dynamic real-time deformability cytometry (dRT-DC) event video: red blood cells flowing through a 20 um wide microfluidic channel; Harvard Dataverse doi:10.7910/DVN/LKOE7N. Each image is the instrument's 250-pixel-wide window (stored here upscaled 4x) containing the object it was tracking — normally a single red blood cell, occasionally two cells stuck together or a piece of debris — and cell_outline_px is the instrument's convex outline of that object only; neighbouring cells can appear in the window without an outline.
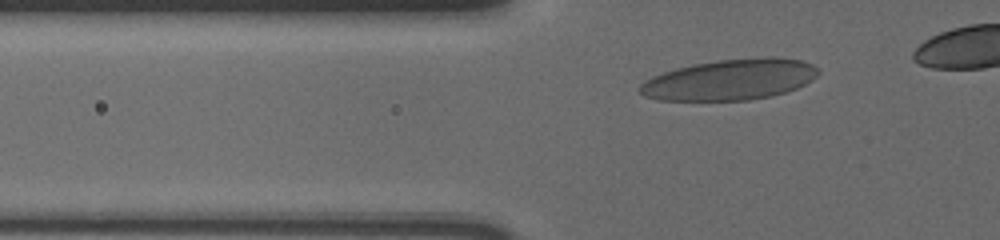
{"species": "human", "species_latin": "Homo sapiens", "temperature_condition": "cold", "stored_images_in_passage": 35, "camera_frame_rate_fps": 3000, "um_per_image_px": 0.085, "donor": {"sex": "male"}, "frame": {"image": 1, "passage_image": 5, "time_ms": 1.333, "image_size_px": [1000, 240], "cell_outline_px": [[820, 72], [812, 80], [796, 88], [772, 96], [748, 100], [660, 100], [644, 96], [640, 92], [640, 84], [644, 80], [652, 76], [676, 68], [716, 60], [760, 56], [776, 56], [800, 60], [812, 64], [820, 68]], "centroid_in_image_um": [62.09, 6.75], "position_along_channel_um": 63.7, "area_um2": 42.66}}
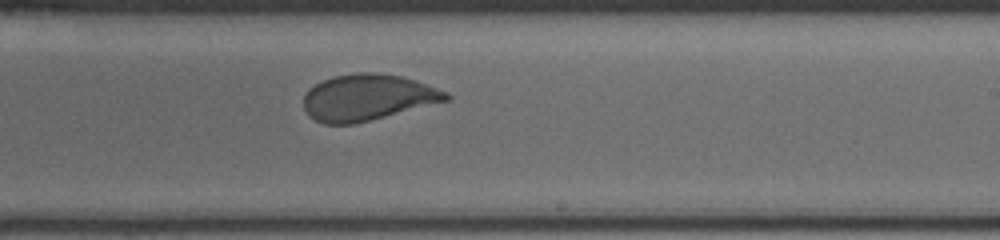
{"frame": {"image": 2, "passage_image": 22, "time_ms": 7.0, "image_size_px": [1000, 240], "cell_outline_px": [[452, 100], [352, 124], [324, 124], [308, 116], [304, 108], [304, 96], [308, 88], [332, 76], [356, 72], [376, 72], [400, 76], [416, 80], [448, 92], [452, 96]], "centroid_in_image_um": [31.27, 8.27], "position_along_channel_um": 257.7, "area_um2": 38.55}}
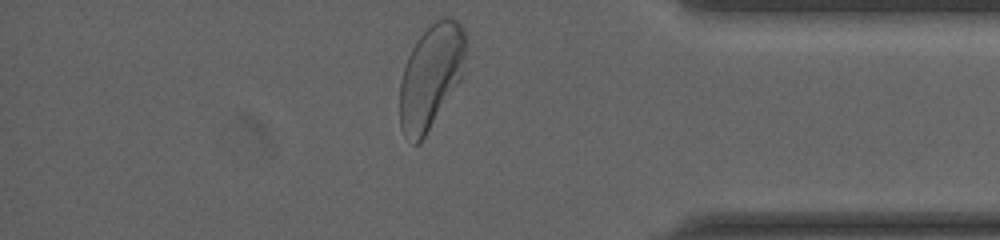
{"frame": {"image": 3, "passage_image": 35, "time_ms": 11.333, "image_size_px": [1000, 240], "cell_outline_px": [[468, 44], [460, 80], [420, 144], [412, 144], [404, 136], [400, 128], [400, 84], [404, 68], [408, 56], [416, 40], [436, 20], [444, 16], [452, 16], [464, 28], [468, 40]], "centroid_in_image_um": [36.64, 6.48], "position_along_channel_um": 398.6, "area_um2": 40.23}, "authors_computed_cell_mechanics": {"area_um2": 39.1884, "velocity_mm_per_s": 3.6158, "shape_relaxation_time_tau1_ms": 2.7047, "shape_relaxation_time_tau2_ms": null, "deformation_change_tau1": 0.1366, "deformation_change_tau2": null}}